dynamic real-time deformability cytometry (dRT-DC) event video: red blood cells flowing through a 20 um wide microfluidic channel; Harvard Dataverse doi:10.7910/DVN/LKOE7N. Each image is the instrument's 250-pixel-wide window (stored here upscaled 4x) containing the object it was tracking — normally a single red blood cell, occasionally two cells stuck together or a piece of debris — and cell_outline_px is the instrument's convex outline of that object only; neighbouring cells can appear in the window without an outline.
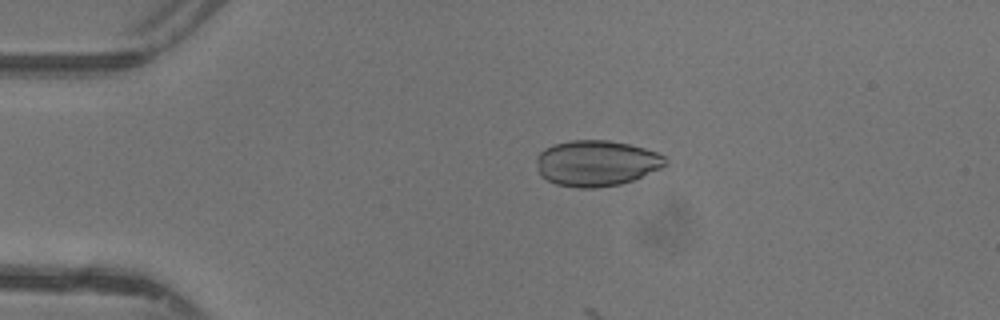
{"species": "common noctule bat (a hibernating species)", "species_latin": "Nyctalus noctula", "temperature_condition": "warm", "stored_images_in_passage": 19, "camera_frame_rate_fps": 3000, "um_per_image_px": 0.085, "animal": {"sex": "female"}, "frame": {"image": 1, "passage_image": 10, "time_ms": 3.0, "image_size_px": [1000, 320], "cell_outline_px": [[668, 160], [660, 168], [632, 180], [620, 184], [592, 188], [576, 188], [556, 184], [540, 176], [536, 168], [536, 156], [544, 148], [552, 144], [572, 140], [608, 140], [628, 144], [644, 148], [656, 152], [664, 156]], "centroid_in_image_um": [50.63, 13.86], "position_along_channel_um": 34.4, "area_um2": 34.45}}
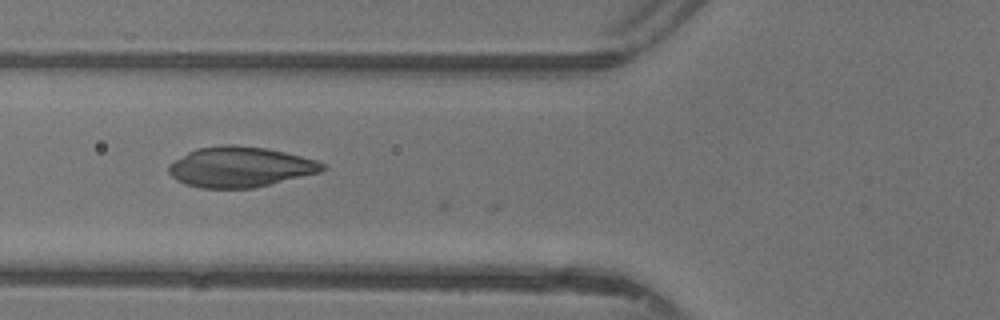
{"frame": {"image": 2, "passage_image": 18, "time_ms": 5.667, "image_size_px": [1000, 320], "cell_outline_px": [[324, 168], [320, 172], [252, 188], [200, 188], [184, 184], [176, 180], [168, 172], [168, 164], [188, 152], [196, 148], [224, 144], [232, 144], [264, 148], [284, 152], [316, 160], [324, 164]], "centroid_in_image_um": [20.35, 14.19], "position_along_channel_um": 105.5, "area_um2": 35.95}}